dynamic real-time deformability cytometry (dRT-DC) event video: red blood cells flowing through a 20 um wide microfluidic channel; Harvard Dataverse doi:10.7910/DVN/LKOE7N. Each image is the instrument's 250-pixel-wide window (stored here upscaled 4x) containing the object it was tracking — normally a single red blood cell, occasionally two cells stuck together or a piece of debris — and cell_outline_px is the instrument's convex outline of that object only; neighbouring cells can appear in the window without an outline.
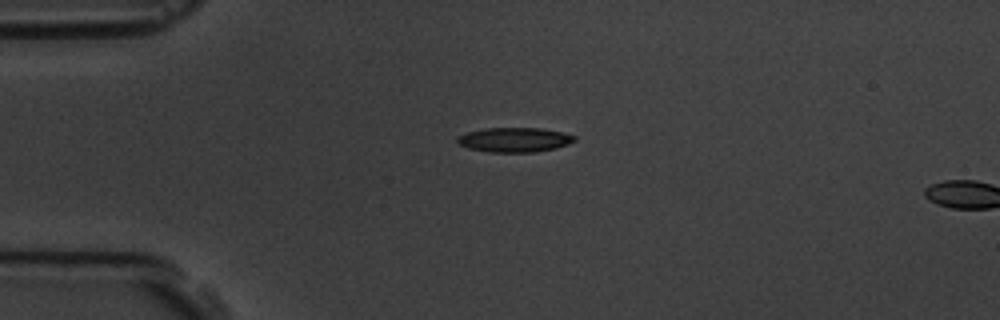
{"species": "common noctule bat (a hibernating species)", "species_latin": "Nyctalus noctula", "temperature_condition": "room temperature", "stored_images_in_passage": 2, "camera_frame_rate_fps": 3000, "um_per_image_px": 0.085, "animal": {"sex": "male", "body_mass_g": 19.5, "forearm_length_mm": 54.6}, "frame": {"image": 1, "passage_image": 1, "time_ms": 0.0, "image_size_px": [1000, 320], "cell_outline_px": [[576, 140], [568, 144], [556, 148], [536, 152], [488, 152], [468, 148], [460, 144], [456, 140], [456, 136], [468, 132], [484, 128], [540, 128], [560, 132], [576, 136]], "centroid_in_image_um": [43.71, 11.88], "position_along_channel_um": 41.3, "area_um2": 16.76}}